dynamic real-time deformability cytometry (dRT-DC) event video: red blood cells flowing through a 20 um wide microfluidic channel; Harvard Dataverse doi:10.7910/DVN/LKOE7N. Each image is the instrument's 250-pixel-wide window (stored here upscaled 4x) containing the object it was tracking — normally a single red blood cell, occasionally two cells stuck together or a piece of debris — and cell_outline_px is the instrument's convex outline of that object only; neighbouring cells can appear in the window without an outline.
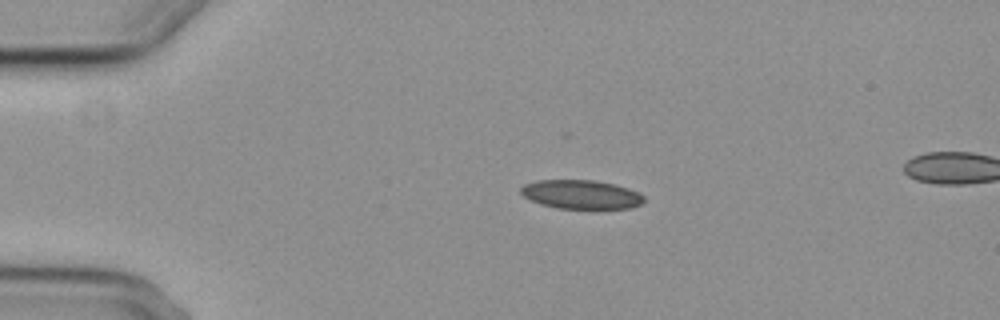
{"species": "common noctule bat (a hibernating species)", "species_latin": "Nyctalus noctula", "temperature_condition": "cold", "stored_images_in_passage": 5, "camera_frame_rate_fps": 3000, "um_per_image_px": 0.085, "animal": {"sex": "female", "body_mass_g": 29.2, "forearm_length_mm": 56.3}, "frame": {"image": 1, "passage_image": 2, "time_ms": 2.0, "image_size_px": [1000, 320], "cell_outline_px": [[644, 200], [640, 204], [632, 208], [556, 208], [540, 204], [524, 196], [520, 192], [520, 188], [524, 184], [536, 180], [596, 180], [616, 184], [640, 192], [644, 196]], "centroid_in_image_um": [49.41, 16.51], "position_along_channel_um": 35.6, "area_um2": 20.81}}
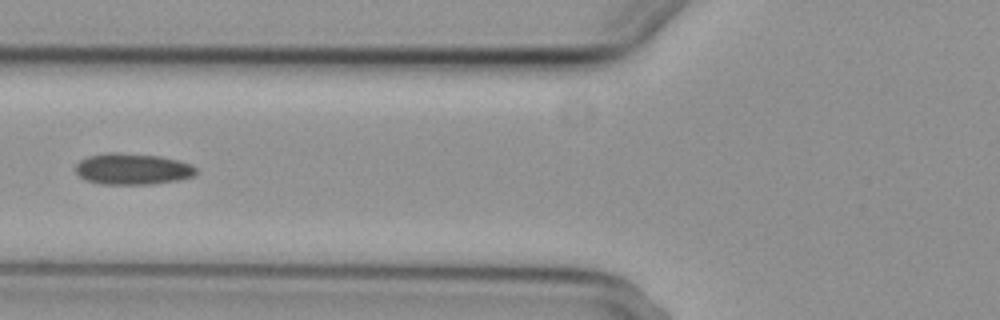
{"frame": {"image": 2, "passage_image": 5, "time_ms": 5.333, "image_size_px": [1000, 320], "cell_outline_px": [[196, 176], [180, 180], [152, 184], [104, 184], [88, 180], [80, 176], [76, 172], [76, 164], [80, 160], [88, 156], [108, 152], [116, 152], [160, 156], [192, 164], [196, 168]], "centroid_in_image_um": [11.3, 14.36], "position_along_channel_um": 114.5, "area_um2": 21.96}}